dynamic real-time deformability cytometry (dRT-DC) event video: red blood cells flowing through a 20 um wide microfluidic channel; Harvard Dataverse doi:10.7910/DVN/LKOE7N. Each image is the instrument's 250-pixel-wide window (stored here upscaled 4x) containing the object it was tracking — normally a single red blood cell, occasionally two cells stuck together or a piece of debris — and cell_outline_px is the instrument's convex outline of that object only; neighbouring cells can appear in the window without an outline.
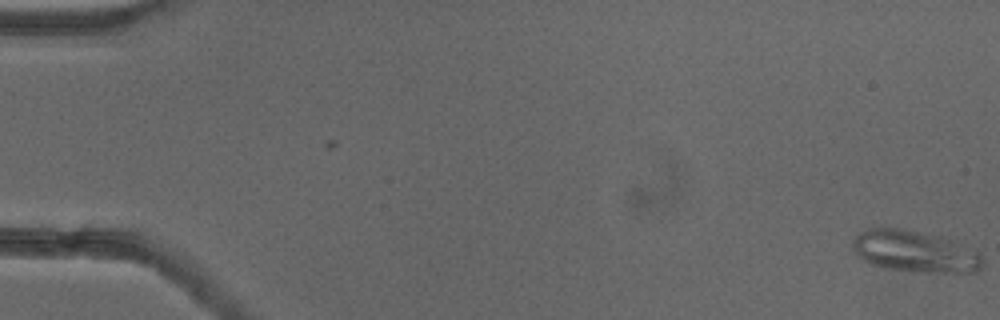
{"species": "common noctule bat (a hibernating species)", "species_latin": "Nyctalus noctula", "temperature_condition": "cold", "stored_images_in_passage": 54, "camera_frame_rate_fps": 3000, "um_per_image_px": 0.085, "animal": {"sex": "female"}, "frame": {"image": 1, "passage_image": 1, "time_ms": 0.0, "image_size_px": [1000, 320], "cell_outline_px": [[984, 264], [976, 272], [928, 272], [884, 268], [872, 264], [856, 256], [852, 248], [852, 240], [860, 232], [868, 228], [896, 228], [940, 236], [952, 240], [980, 252], [984, 260]], "centroid_in_image_um": [77.76, 21.37], "position_along_channel_um": 7.2, "area_um2": 31.44}}
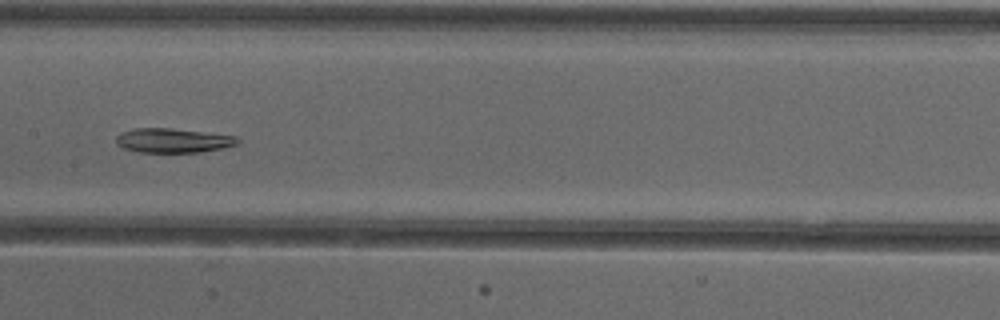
{"frame": {"image": 2, "passage_image": 28, "time_ms": 9.0, "image_size_px": [1000, 320], "cell_outline_px": [[240, 144], [224, 148], [200, 152], [140, 152], [124, 148], [116, 144], [116, 136], [120, 132], [136, 128], [172, 128], [236, 136], [240, 140]], "centroid_in_image_um": [14.73, 11.94], "position_along_channel_um": 192.7, "area_um2": 17.34}}
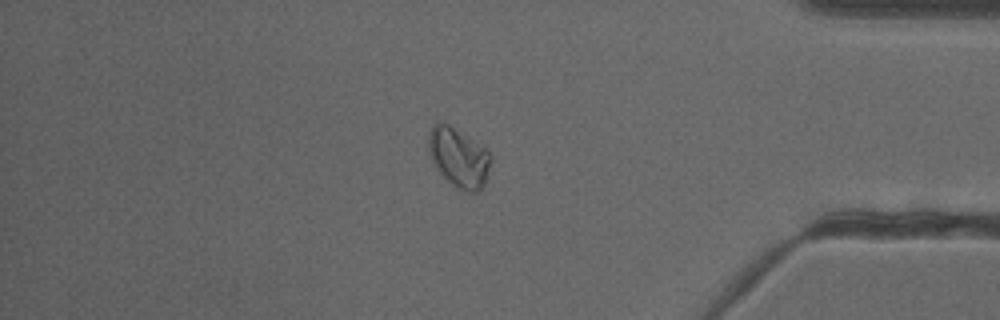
{"frame": {"image": 3, "passage_image": 46, "time_ms": 15.0, "image_size_px": [1000, 320], "cell_outline_px": [[488, 168], [484, 184], [476, 192], [468, 192], [456, 188], [436, 168], [428, 152], [428, 136], [432, 124], [436, 120], [440, 120], [448, 124], [484, 144], [488, 152]], "centroid_in_image_um": [38.94, 13.32], "position_along_channel_um": 396.3, "area_um2": 21.56}}